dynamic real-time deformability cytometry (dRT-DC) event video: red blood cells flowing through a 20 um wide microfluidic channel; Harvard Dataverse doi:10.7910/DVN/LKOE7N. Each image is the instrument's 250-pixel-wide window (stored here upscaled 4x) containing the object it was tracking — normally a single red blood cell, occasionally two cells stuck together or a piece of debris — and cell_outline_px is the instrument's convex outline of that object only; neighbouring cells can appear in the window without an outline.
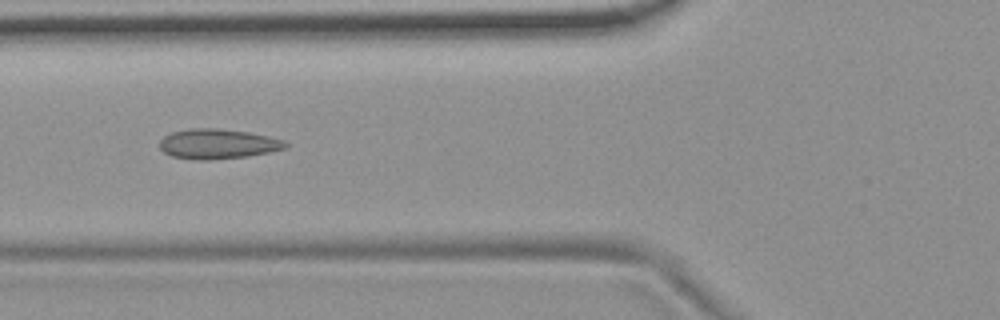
{"species": "common noctule bat (a hibernating species)", "species_latin": "Nyctalus noctula", "temperature_condition": "room temperature", "stored_images_in_passage": 10, "camera_frame_rate_fps": 3000, "um_per_image_px": 0.085, "animal": {"sex": "female", "body_mass_g": 19.9}, "frame": {"image": 1, "passage_image": 7, "time_ms": 6.667, "image_size_px": [1000, 320], "cell_outline_px": [[288, 148], [248, 156], [208, 160], [200, 160], [172, 156], [164, 152], [160, 148], [160, 140], [164, 136], [172, 132], [188, 128], [216, 128], [248, 132], [268, 136], [284, 140], [288, 144]], "centroid_in_image_um": [18.52, 12.23], "position_along_channel_um": 107.3, "area_um2": 21.91}}